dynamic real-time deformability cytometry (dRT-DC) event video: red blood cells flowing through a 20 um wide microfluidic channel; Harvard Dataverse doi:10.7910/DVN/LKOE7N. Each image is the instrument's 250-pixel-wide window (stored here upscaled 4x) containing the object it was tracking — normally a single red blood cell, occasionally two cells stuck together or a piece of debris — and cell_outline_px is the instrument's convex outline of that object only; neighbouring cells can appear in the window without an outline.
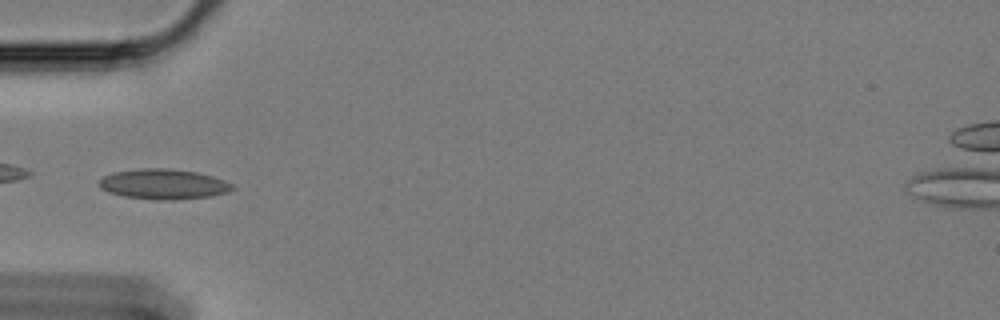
{"species": "Egyptian fruit bat (a non-hibernating species)", "species_latin": "Rousettus aegyptiacus", "temperature_condition": "cold", "stored_images_in_passage": 38, "camera_frame_rate_fps": 3000, "um_per_image_px": 0.085, "animal": {"sex": "female"}, "frame": {"image": 1, "passage_image": 1, "time_ms": 0.0, "image_size_px": [1000, 320], "cell_outline_px": [[236, 188], [228, 192], [208, 196], [176, 200], [156, 200], [124, 196], [108, 192], [100, 188], [96, 184], [104, 176], [112, 172], [140, 168], [168, 168], [196, 172], [212, 176], [224, 180], [232, 184]], "centroid_in_image_um": [13.87, 15.65], "position_along_channel_um": 71.1, "area_um2": 23.58}, "authors_computed_cell_mechanics": {"area_um2": 20.8658, "velocity_mm_per_s": 3.3442, "shape_relaxation_time_tau1_ms": null, "shape_relaxation_time_tau2_ms": 3.5702, "deformation_change_tau1": null, "deformation_change_tau2": 0.0779}}